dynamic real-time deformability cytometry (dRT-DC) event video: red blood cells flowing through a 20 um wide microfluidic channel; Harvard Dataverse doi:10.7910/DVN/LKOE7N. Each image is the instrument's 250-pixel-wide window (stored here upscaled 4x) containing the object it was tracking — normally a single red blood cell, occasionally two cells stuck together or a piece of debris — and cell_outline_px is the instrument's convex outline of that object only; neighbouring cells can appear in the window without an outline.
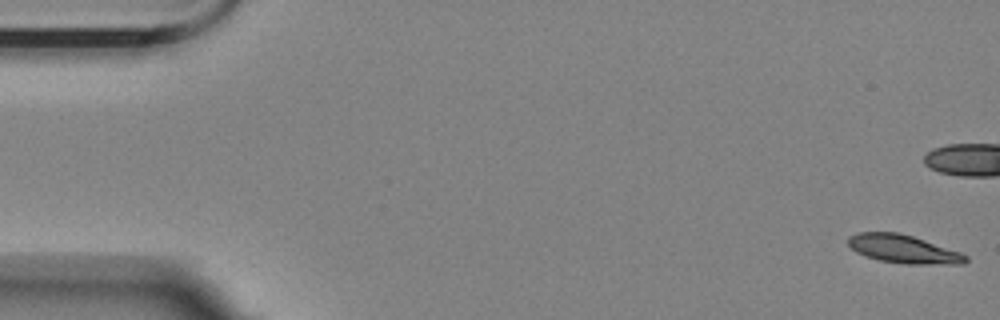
{"species": "Egyptian fruit bat (a non-hibernating species)", "species_latin": "Rousettus aegyptiacus", "temperature_condition": "room temperature", "stored_images_in_passage": 57, "camera_frame_rate_fps": 3000, "um_per_image_px": 0.085, "animal": {"sex": "female"}, "frame": {"image": 1, "passage_image": 1, "time_ms": 0.0, "image_size_px": [1000, 320], "cell_outline_px": [[968, 260], [964, 264], [908, 264], [880, 260], [864, 256], [856, 252], [848, 244], [848, 236], [856, 232], [900, 232], [960, 252], [968, 256]], "centroid_in_image_um": [76.77, 21.16], "position_along_channel_um": 8.2, "area_um2": 19.36}}
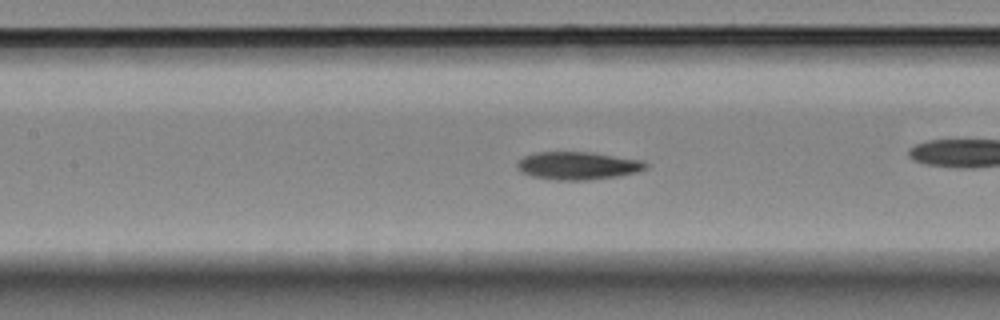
{"frame": {"image": 2, "passage_image": 25, "time_ms": 8.0, "image_size_px": [1000, 320], "cell_outline_px": [[648, 168], [636, 172], [620, 176], [588, 180], [556, 180], [532, 176], [520, 172], [516, 168], [516, 164], [524, 156], [536, 152], [592, 152], [644, 160], [648, 164]], "centroid_in_image_um": [49.14, 14.08], "position_along_channel_um": 158.3, "area_um2": 21.1}, "authors_computed_cell_mechanics": {"area_um2": 20.519, "velocity_mm_per_s": 3.5057, "shape_relaxation_time_tau1_ms": 5.8317, "shape_relaxation_time_tau2_ms": 5.7313, "deformation_change_tau1": 0.1719, "deformation_change_tau2": 0.1096}}